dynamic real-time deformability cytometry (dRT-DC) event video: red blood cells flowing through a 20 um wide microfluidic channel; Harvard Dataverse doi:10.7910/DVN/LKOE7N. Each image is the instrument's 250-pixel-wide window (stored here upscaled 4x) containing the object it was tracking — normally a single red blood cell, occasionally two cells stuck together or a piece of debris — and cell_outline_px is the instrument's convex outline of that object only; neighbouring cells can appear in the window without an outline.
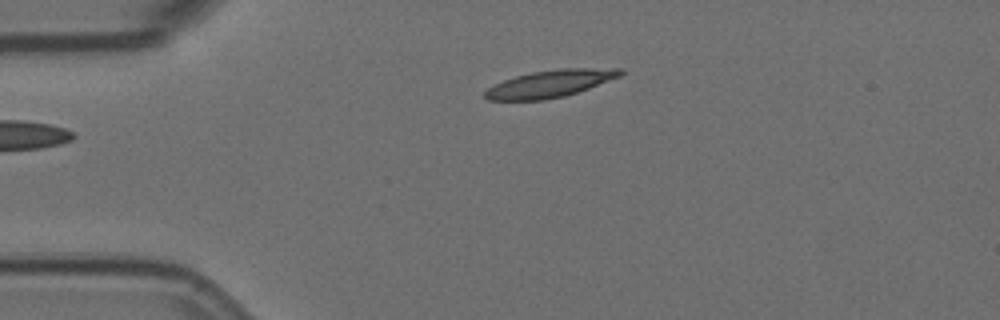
{"species": "Egyptian fruit bat (a non-hibernating species)", "species_latin": "Rousettus aegyptiacus", "temperature_condition": "room temperature", "stored_images_in_passage": 3, "camera_frame_rate_fps": 3000, "um_per_image_px": 0.085, "animal": {"sex": "female"}, "frame": {"image": 1, "passage_image": 3, "time_ms": 0.667, "image_size_px": [1000, 320], "cell_outline_px": [[624, 72], [620, 76], [588, 88], [564, 96], [544, 100], [488, 100], [484, 96], [484, 92], [488, 88], [504, 80], [516, 76], [532, 72], [560, 68], [624, 68]], "centroid_in_image_um": [46.77, 7.1], "position_along_channel_um": 38.2, "area_um2": 21.27}}